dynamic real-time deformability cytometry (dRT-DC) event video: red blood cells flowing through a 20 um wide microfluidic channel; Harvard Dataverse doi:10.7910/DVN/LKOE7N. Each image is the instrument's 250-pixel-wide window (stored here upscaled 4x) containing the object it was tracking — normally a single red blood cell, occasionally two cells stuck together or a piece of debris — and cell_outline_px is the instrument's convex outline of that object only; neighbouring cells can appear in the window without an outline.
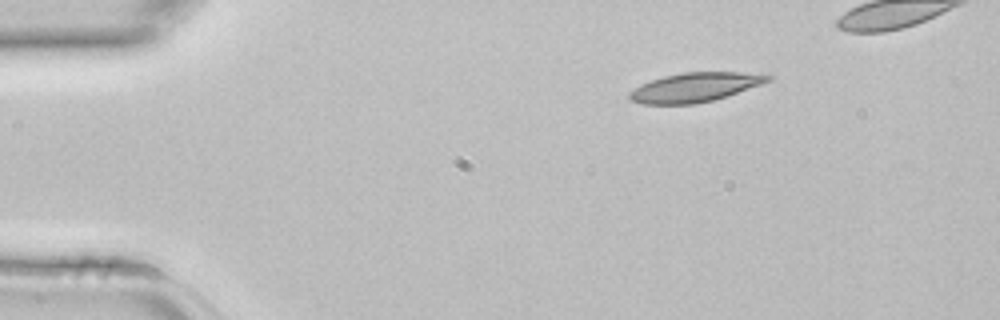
{"species": "common noctule bat (a hibernating species)", "species_latin": "Nyctalus noctula", "temperature_condition": "room temperature", "stored_images_in_passage": 2, "camera_frame_rate_fps": 3000, "um_per_image_px": 0.085, "animal": {"sex": "female", "body_mass_g": 22.7, "forearm_length_mm": 54.2}, "frame": {"image": 1, "passage_image": 1, "time_ms": 0.0, "image_size_px": [1000, 320], "cell_outline_px": [[772, 80], [712, 100], [696, 104], [640, 104], [628, 100], [628, 92], [640, 84], [664, 76], [684, 72], [740, 72], [772, 76]], "centroid_in_image_um": [58.97, 7.42], "position_along_channel_um": 26.0, "area_um2": 23.29}}